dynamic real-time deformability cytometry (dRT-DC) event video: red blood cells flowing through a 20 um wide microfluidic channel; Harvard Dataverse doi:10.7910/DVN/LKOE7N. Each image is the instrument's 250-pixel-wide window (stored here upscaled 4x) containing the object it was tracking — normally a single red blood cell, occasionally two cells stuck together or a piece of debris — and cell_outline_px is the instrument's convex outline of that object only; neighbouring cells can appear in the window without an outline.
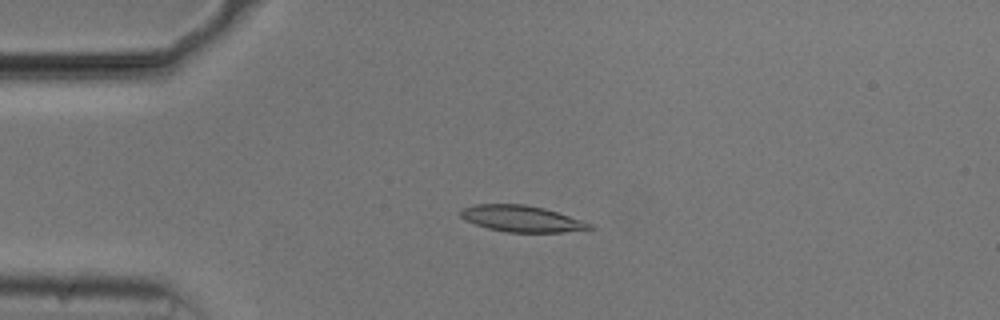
{"species": "common noctule bat (a hibernating species)", "species_latin": "Nyctalus noctula", "temperature_condition": "cold", "stored_images_in_passage": 40, "camera_frame_rate_fps": 3000, "um_per_image_px": 0.085, "animal": {"sex": "male", "body_mass_g": 20.5, "forearm_length_mm": 52.5}, "frame": {"image": 1, "passage_image": 4, "time_ms": 1.0, "image_size_px": [1000, 320], "cell_outline_px": [[596, 228], [564, 232], [508, 232], [488, 228], [464, 220], [460, 216], [460, 212], [464, 208], [476, 204], [524, 204], [544, 208], [592, 224]], "centroid_in_image_um": [44.33, 18.59], "position_along_channel_um": 40.7, "area_um2": 19.54}}
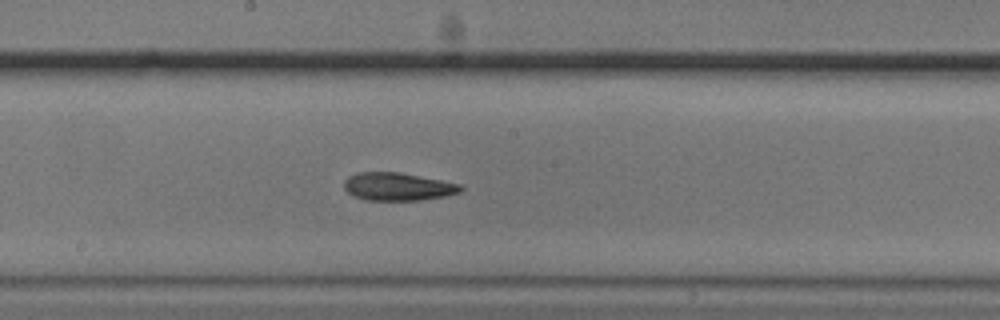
{"frame": {"image": 2, "passage_image": 20, "time_ms": 6.333, "image_size_px": [1000, 320], "cell_outline_px": [[464, 188], [460, 192], [444, 196], [420, 200], [364, 200], [352, 196], [344, 188], [344, 180], [348, 176], [356, 172], [400, 172], [460, 184]], "centroid_in_image_um": [33.77, 15.86], "position_along_channel_um": 214.4, "area_um2": 19.02}}
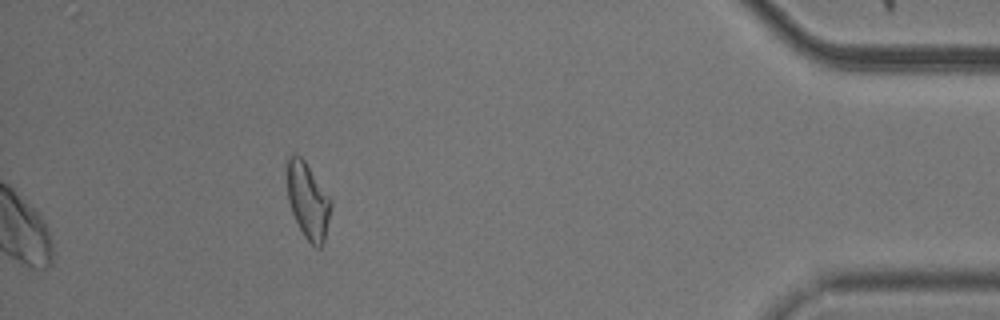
{"frame": {"image": 3, "passage_image": 40, "time_ms": 13.0, "image_size_px": [1000, 320], "cell_outline_px": [[332, 204], [324, 244], [320, 248], [316, 248], [304, 236], [292, 212], [288, 200], [288, 156], [300, 156], [304, 160], [332, 200]], "centroid_in_image_um": [26.21, 17.11], "position_along_channel_um": 409.0, "area_um2": 19.07}, "authors_computed_cell_mechanics": {"area_um2": 19.3052, "velocity_mm_per_s": 3.733, "shape_relaxation_time_tau1_ms": null, "shape_relaxation_time_tau2_ms": 3.9694, "deformation_change_tau1": null, "deformation_change_tau2": 0.1091}}